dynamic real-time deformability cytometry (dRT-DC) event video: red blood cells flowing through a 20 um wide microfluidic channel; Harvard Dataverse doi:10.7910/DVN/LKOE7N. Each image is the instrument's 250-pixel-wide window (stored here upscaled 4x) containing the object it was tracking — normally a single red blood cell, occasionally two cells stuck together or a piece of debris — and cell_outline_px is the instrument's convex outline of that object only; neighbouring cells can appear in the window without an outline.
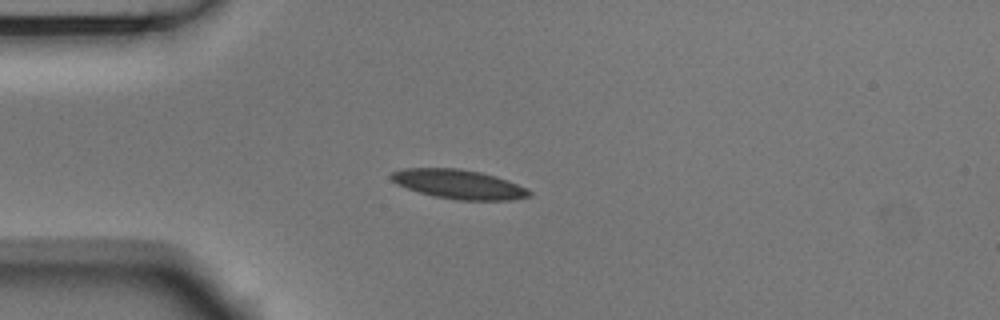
{"species": "Egyptian fruit bat (a non-hibernating species)", "species_latin": "Rousettus aegyptiacus", "temperature_condition": "room temperature", "stored_images_in_passage": 41, "camera_frame_rate_fps": 3000, "um_per_image_px": 0.085, "animal": {"sex": "male"}, "frame": {"image": 1, "passage_image": 1, "time_ms": 0.0, "image_size_px": [1000, 320], "cell_outline_px": [[532, 196], [512, 200], [460, 200], [432, 196], [396, 184], [388, 176], [392, 172], [404, 168], [460, 168], [480, 172], [496, 176], [516, 184], [532, 192]], "centroid_in_image_um": [38.97, 15.66], "position_along_channel_um": 46.0, "area_um2": 23.47}}
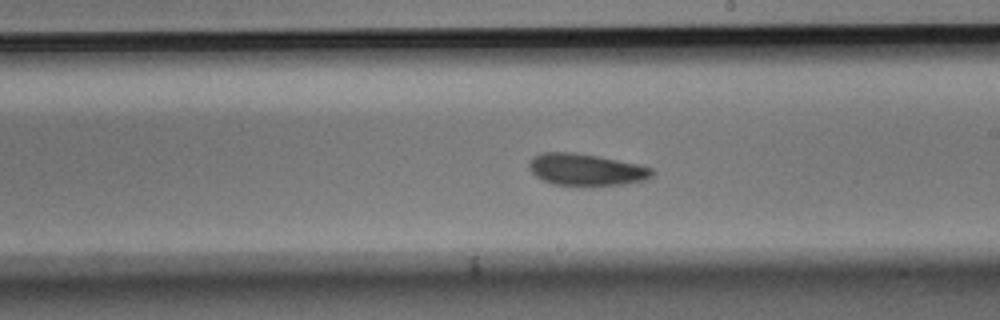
{"frame": {"image": 2, "passage_image": 18, "time_ms": 5.667, "image_size_px": [1000, 320], "cell_outline_px": [[656, 172], [652, 176], [644, 180], [624, 184], [592, 188], [584, 188], [552, 184], [536, 176], [528, 168], [528, 164], [536, 156], [544, 152], [572, 152], [596, 156], [640, 164], [652, 168]], "centroid_in_image_um": [49.86, 14.47], "position_along_channel_um": 239.1, "area_um2": 23.47}}
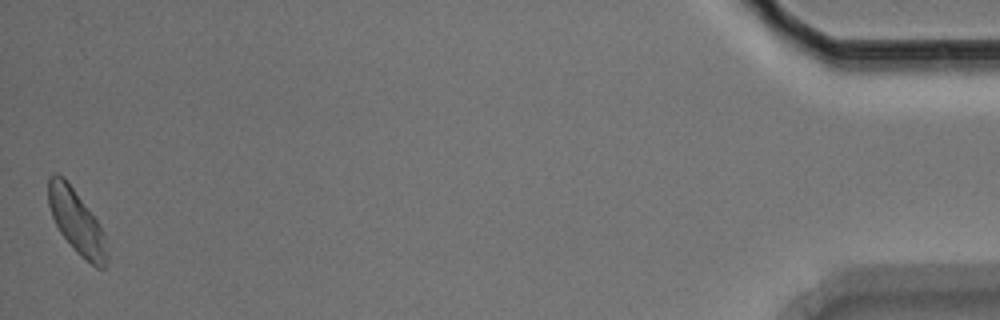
{"frame": {"image": 3, "passage_image": 41, "time_ms": 13.333, "image_size_px": [1000, 320], "cell_outline_px": [[108, 264], [104, 268], [96, 268], [80, 256], [76, 252], [60, 232], [52, 216], [48, 204], [48, 176], [52, 172], [56, 172], [64, 176], [96, 220], [104, 236], [108, 256]], "centroid_in_image_um": [6.48, 18.84], "position_along_channel_um": 428.7, "area_um2": 21.68}, "authors_computed_cell_mechanics": {"area_um2": 22.4264, "velocity_mm_per_s": 3.6903, "shape_relaxation_time_tau1_ms": 3.6892, "shape_relaxation_time_tau2_ms": null, "deformation_change_tau1": 0.093, "deformation_change_tau2": null}}